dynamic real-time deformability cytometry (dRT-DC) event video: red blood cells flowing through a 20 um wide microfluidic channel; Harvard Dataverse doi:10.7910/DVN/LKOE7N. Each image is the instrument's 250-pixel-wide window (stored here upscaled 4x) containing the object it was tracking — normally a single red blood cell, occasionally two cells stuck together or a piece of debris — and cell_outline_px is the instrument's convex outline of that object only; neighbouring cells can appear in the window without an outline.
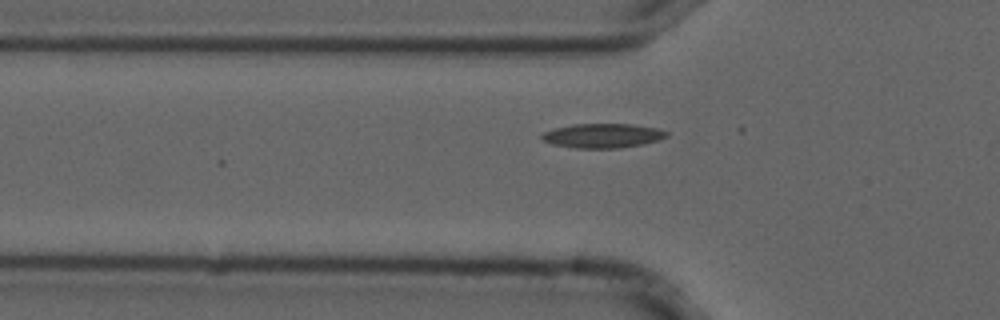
{"species": "common noctule bat (a hibernating species)", "species_latin": "Nyctalus noctula", "temperature_condition": "cold", "stored_images_in_passage": 14, "camera_frame_rate_fps": 3000, "um_per_image_px": 0.085, "animal": {"sex": "male", "forearm_length_mm": 52.5}, "frame": {"image": 1, "passage_image": 6, "time_ms": 1.667, "image_size_px": [1000, 320], "cell_outline_px": [[668, 136], [644, 144], [620, 148], [576, 148], [552, 144], [544, 140], [540, 136], [544, 132], [556, 128], [572, 124], [632, 124], [660, 128], [668, 132]], "centroid_in_image_um": [51.26, 11.53], "position_along_channel_um": 74.5, "area_um2": 17.69}}
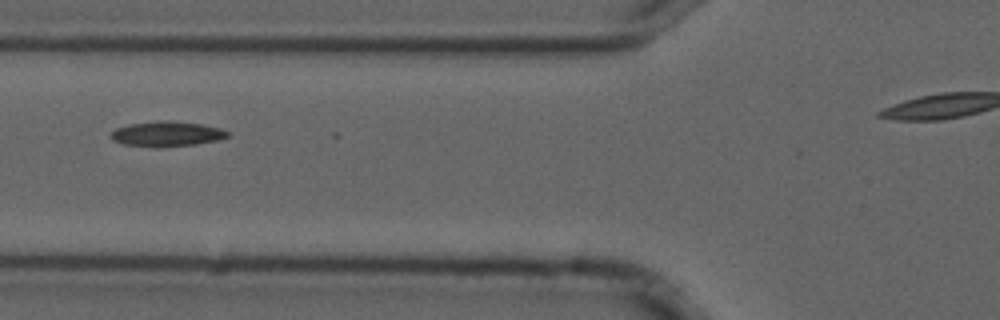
{"frame": {"image": 2, "passage_image": 9, "time_ms": 2.667, "image_size_px": [1000, 320], "cell_outline_px": [[232, 136], [216, 140], [196, 144], [156, 148], [124, 144], [112, 140], [112, 132], [116, 128], [128, 124], [156, 120], [168, 120], [200, 124], [220, 128], [232, 132]], "centroid_in_image_um": [14.21, 11.38], "position_along_channel_um": 111.6, "area_um2": 17.28}}
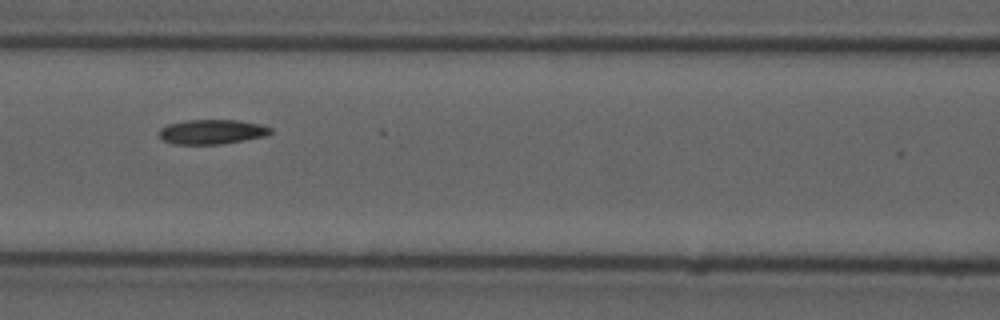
{"frame": {"image": 3, "passage_image": 12, "time_ms": 3.667, "image_size_px": [1000, 320], "cell_outline_px": [[272, 132], [268, 136], [220, 144], [172, 144], [164, 140], [160, 136], [160, 128], [168, 124], [184, 120], [236, 120], [260, 124], [272, 128]], "centroid_in_image_um": [18.03, 11.2], "position_along_channel_um": 148.6, "area_um2": 16.01}}